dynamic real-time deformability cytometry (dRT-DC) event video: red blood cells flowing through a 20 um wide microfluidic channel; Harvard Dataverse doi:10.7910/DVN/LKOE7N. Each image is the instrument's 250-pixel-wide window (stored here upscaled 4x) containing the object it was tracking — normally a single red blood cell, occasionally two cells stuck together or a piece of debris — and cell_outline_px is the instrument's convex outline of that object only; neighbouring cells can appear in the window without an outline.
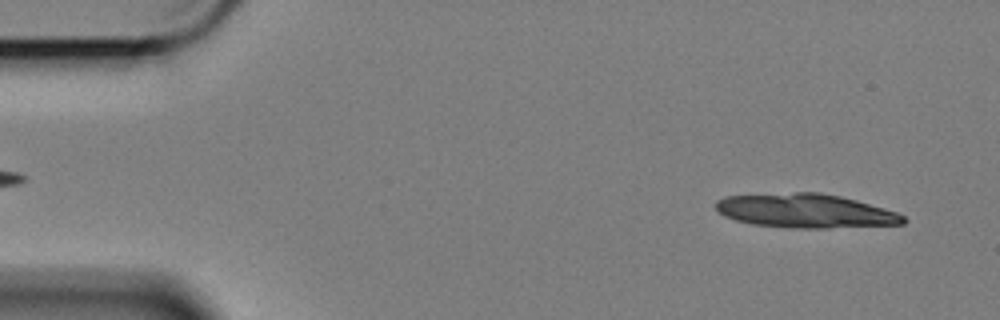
{"species": "Egyptian fruit bat (a non-hibernating species)", "species_latin": "Rousettus aegyptiacus", "temperature_condition": "cold", "stored_images_in_passage": 15, "camera_frame_rate_fps": 3000, "um_per_image_px": 0.085, "animal": {"sex": "female"}, "frame": {"image": 1, "passage_image": 3, "time_ms": 0.667, "image_size_px": [1000, 320], "cell_outline_px": [[908, 220], [904, 224], [828, 228], [796, 228], [752, 224], [736, 220], [724, 216], [716, 208], [716, 200], [724, 196], [796, 192], [820, 192], [840, 196], [856, 200], [884, 208], [896, 212], [904, 216]], "centroid_in_image_um": [68.47, 17.92], "position_along_channel_um": 16.5, "area_um2": 37.17}}